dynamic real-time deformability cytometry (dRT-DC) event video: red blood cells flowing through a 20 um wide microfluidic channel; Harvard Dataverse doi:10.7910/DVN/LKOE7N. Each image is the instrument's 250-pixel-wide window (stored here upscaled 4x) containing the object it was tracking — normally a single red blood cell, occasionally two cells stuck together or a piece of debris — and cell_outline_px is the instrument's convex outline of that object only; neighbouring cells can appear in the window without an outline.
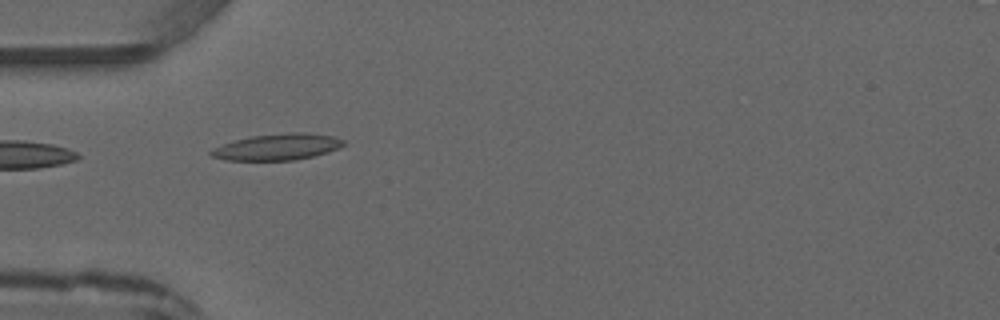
{"species": "common noctule bat (a hibernating species)", "species_latin": "Nyctalus noctula", "temperature_condition": "warm", "stored_images_in_passage": 5, "camera_frame_rate_fps": 3000, "um_per_image_px": 0.085, "animal": {"sex": "male", "forearm_length_mm": 52.5}, "frame": {"image": 1, "passage_image": 4, "time_ms": 3.667, "image_size_px": [1000, 320], "cell_outline_px": [[344, 144], [336, 148], [312, 156], [292, 160], [224, 160], [212, 156], [208, 152], [212, 148], [236, 140], [252, 136], [288, 132], [308, 132], [332, 136], [344, 140]], "centroid_in_image_um": [23.53, 12.48], "position_along_channel_um": 61.5, "area_um2": 20.0}}
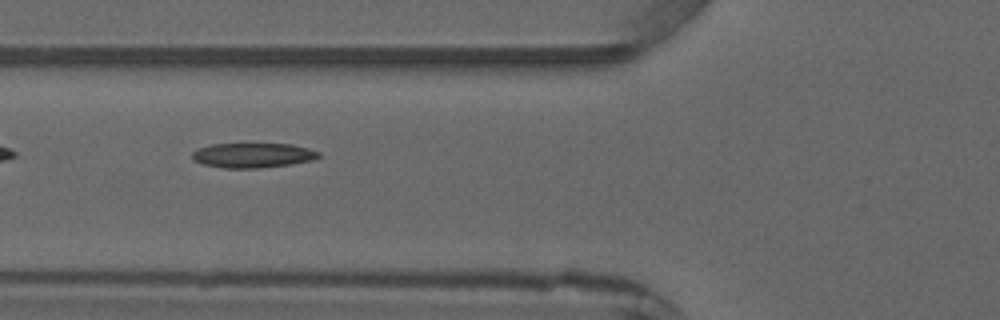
{"frame": {"image": 2, "passage_image": 5, "time_ms": 4.667, "image_size_px": [1000, 320], "cell_outline_px": [[320, 156], [312, 160], [292, 164], [256, 168], [224, 168], [204, 164], [192, 160], [192, 152], [200, 148], [212, 144], [292, 144], [308, 148], [320, 152]], "centroid_in_image_um": [21.5, 13.2], "position_along_channel_um": 104.3, "area_um2": 18.15}}